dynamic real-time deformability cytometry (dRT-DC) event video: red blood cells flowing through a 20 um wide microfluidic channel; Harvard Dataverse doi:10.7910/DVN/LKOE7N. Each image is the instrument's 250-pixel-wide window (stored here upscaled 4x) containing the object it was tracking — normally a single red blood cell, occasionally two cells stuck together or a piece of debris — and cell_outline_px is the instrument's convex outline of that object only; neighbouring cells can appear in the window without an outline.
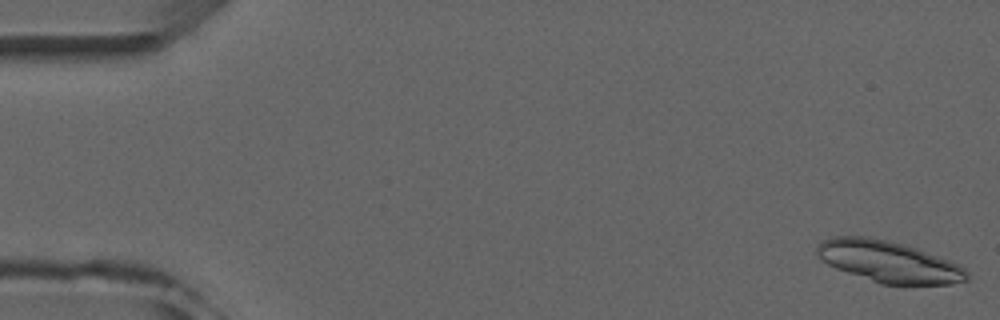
{"species": "common noctule bat (a hibernating species)", "species_latin": "Nyctalus noctula", "temperature_condition": "room temperature", "stored_images_in_passage": 6, "camera_frame_rate_fps": 3000, "um_per_image_px": 0.085, "animal": {"sex": "male", "forearm_length_mm": 52.5}, "frame": {"image": 1, "passage_image": 1, "time_ms": 0.0, "image_size_px": [1000, 320], "cell_outline_px": [[968, 280], [952, 284], [880, 284], [836, 268], [820, 260], [816, 252], [816, 248], [824, 240], [832, 236], [872, 236], [904, 244], [916, 248], [960, 264], [968, 272]], "centroid_in_image_um": [75.53, 22.23], "position_along_channel_um": 9.5, "area_um2": 36.24}}